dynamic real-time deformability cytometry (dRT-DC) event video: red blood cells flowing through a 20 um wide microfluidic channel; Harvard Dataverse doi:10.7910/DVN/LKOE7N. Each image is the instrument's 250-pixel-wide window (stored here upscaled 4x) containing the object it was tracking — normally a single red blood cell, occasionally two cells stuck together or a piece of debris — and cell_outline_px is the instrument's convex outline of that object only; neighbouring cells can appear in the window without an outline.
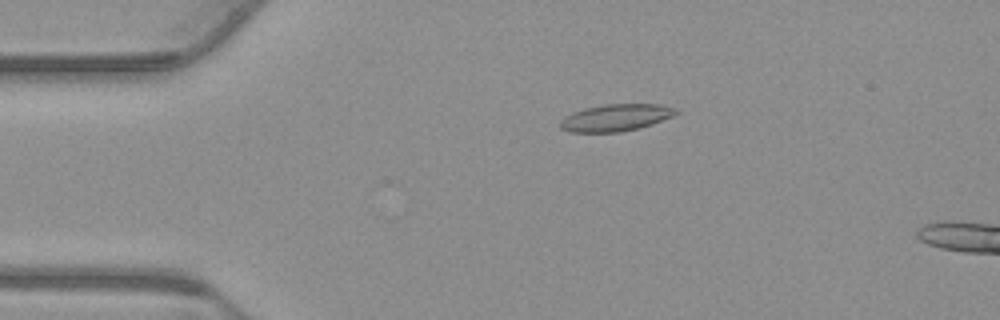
{"species": "common noctule bat (a hibernating species)", "species_latin": "Nyctalus noctula", "temperature_condition": "warm", "stored_images_in_passage": 54, "camera_frame_rate_fps": 3000, "um_per_image_px": 0.085, "animal": {"sex": "male", "body_mass_g": 23.1, "forearm_length_mm": 52.7}, "frame": {"image": 1, "passage_image": 11, "time_ms": 3.333, "image_size_px": [1000, 320], "cell_outline_px": [[680, 112], [672, 116], [652, 124], [640, 128], [620, 132], [572, 132], [560, 128], [560, 120], [564, 116], [572, 112], [584, 108], [604, 104], [660, 104], [676, 108]], "centroid_in_image_um": [52.34, 9.99], "position_along_channel_um": 32.7, "area_um2": 18.32}}
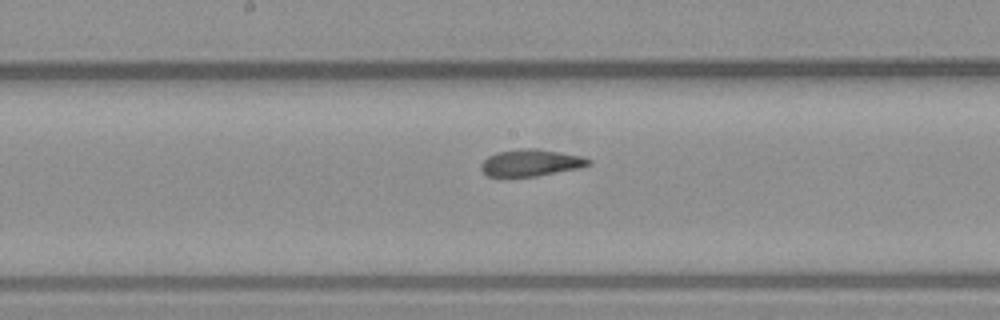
{"frame": {"image": 2, "passage_image": 28, "time_ms": 9.0, "image_size_px": [1000, 320], "cell_outline_px": [[592, 164], [580, 168], [536, 176], [488, 176], [480, 168], [480, 164], [488, 156], [496, 152], [520, 148], [536, 148], [580, 156], [592, 160]], "centroid_in_image_um": [45.12, 13.83], "position_along_channel_um": 203.1, "area_um2": 16.76}}
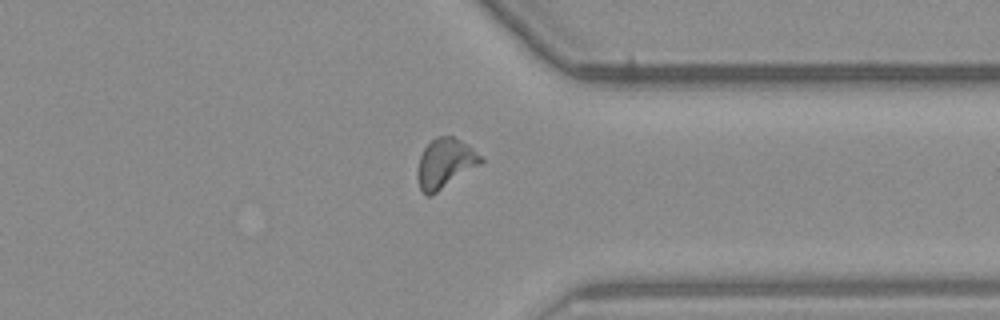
{"frame": {"image": 3, "passage_image": 42, "time_ms": 13.667, "image_size_px": [1000, 320], "cell_outline_px": [[484, 160], [480, 164], [432, 196], [428, 196], [420, 188], [416, 176], [416, 172], [420, 156], [424, 148], [436, 136], [452, 136], [460, 140], [484, 156]], "centroid_in_image_um": [37.83, 13.89], "position_along_channel_um": 373.6, "area_um2": 18.32}, "authors_computed_cell_mechanics": {"area_um2": 17.3978, "velocity_mm_per_s": 3.7446, "shape_relaxation_time_tau1_ms": null, "shape_relaxation_time_tau2_ms": 2.1231, "deformation_change_tau1": null, "deformation_change_tau2": 0.0935}}